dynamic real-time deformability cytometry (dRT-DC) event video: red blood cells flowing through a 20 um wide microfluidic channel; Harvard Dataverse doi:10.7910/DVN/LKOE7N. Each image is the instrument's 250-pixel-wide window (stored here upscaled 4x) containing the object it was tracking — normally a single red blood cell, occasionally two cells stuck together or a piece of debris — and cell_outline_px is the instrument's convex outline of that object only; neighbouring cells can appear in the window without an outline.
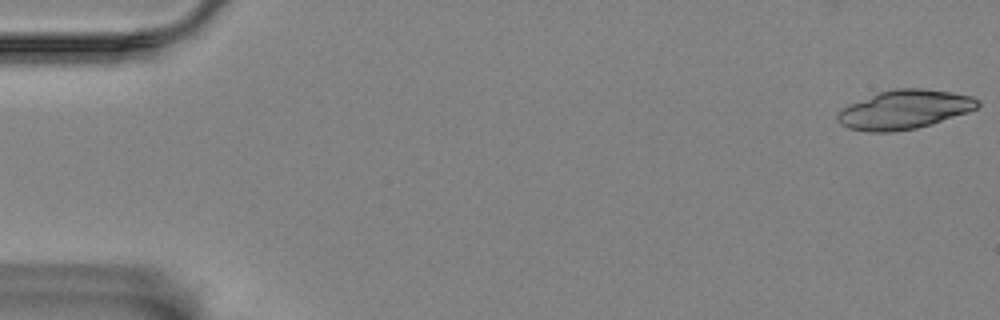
{"species": "Egyptian fruit bat (a non-hibernating species)", "species_latin": "Rousettus aegyptiacus", "temperature_condition": "room temperature", "stored_images_in_passage": 7, "camera_frame_rate_fps": 3000, "um_per_image_px": 0.085, "animal": {"sex": "female"}, "frame": {"image": 1, "passage_image": 1, "time_ms": 0.0, "image_size_px": [1000, 320], "cell_outline_px": [[980, 104], [976, 108], [968, 112], [932, 124], [916, 128], [892, 132], [868, 132], [848, 128], [840, 124], [836, 120], [836, 112], [840, 108], [848, 104], [880, 92], [892, 88], [920, 88], [952, 92], [972, 96], [980, 100]], "centroid_in_image_um": [76.84, 9.31], "position_along_channel_um": 8.2, "area_um2": 32.08}}